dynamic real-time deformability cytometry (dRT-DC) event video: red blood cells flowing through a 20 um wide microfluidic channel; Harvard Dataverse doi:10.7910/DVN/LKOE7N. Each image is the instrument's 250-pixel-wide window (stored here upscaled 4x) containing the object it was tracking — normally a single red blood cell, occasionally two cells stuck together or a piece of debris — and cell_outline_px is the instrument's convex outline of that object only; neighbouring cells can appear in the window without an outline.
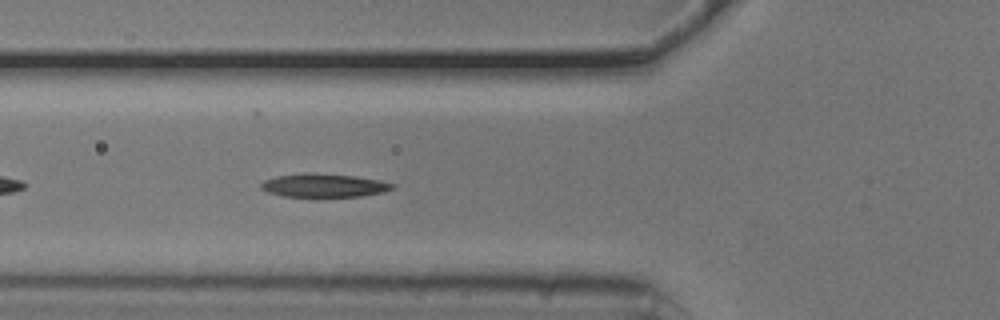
{"species": "common noctule bat (a hibernating species)", "species_latin": "Nyctalus noctula", "temperature_condition": "cold", "stored_images_in_passage": 36, "camera_frame_rate_fps": 3000, "um_per_image_px": 0.085, "animal": {"sex": "male", "body_mass_g": 20.5, "forearm_length_mm": 52.5}, "frame": {"image": 1, "passage_image": 6, "time_ms": 1.667, "image_size_px": [1000, 320], "cell_outline_px": [[396, 188], [384, 192], [360, 196], [284, 196], [268, 192], [260, 188], [260, 184], [264, 180], [276, 176], [304, 172], [352, 176], [380, 180], [396, 184]], "centroid_in_image_um": [27.54, 15.75], "position_along_channel_um": 98.3, "area_um2": 17.86}}
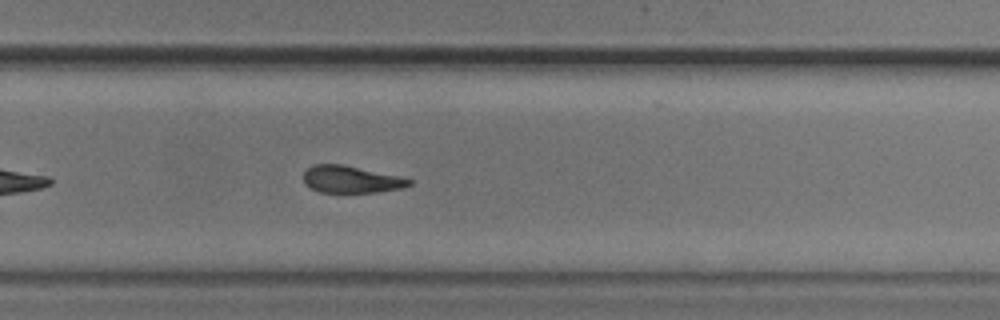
{"frame": {"image": 2, "passage_image": 22, "time_ms": 7.0, "image_size_px": [1000, 320], "cell_outline_px": [[412, 184], [400, 188], [376, 192], [320, 192], [304, 184], [304, 172], [312, 164], [344, 164], [400, 176], [412, 180]], "centroid_in_image_um": [29.83, 15.23], "position_along_channel_um": 300.0, "area_um2": 16.65}}
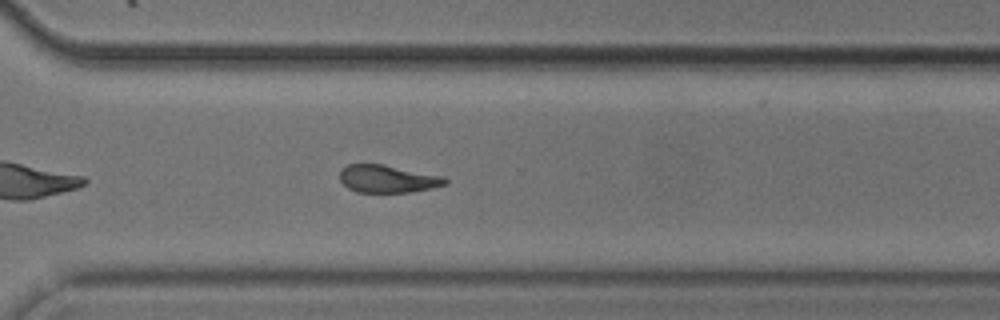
{"frame": {"image": 3, "passage_image": 25, "time_ms": 8.0, "image_size_px": [1000, 320], "cell_outline_px": [[448, 184], [432, 188], [408, 192], [356, 192], [348, 188], [340, 180], [340, 172], [348, 164], [384, 164], [444, 176], [448, 180]], "centroid_in_image_um": [32.98, 15.2], "position_along_channel_um": 337.6, "area_um2": 16.99}, "authors_computed_cell_mechanics": {"area_um2": 17.8313, "velocity_mm_per_s": 3.7796, "shape_relaxation_time_tau1_ms": 4.5511, "shape_relaxation_time_tau2_ms": 5.9396, "deformation_change_tau1": 0.1566, "deformation_change_tau2": 0.1578}}